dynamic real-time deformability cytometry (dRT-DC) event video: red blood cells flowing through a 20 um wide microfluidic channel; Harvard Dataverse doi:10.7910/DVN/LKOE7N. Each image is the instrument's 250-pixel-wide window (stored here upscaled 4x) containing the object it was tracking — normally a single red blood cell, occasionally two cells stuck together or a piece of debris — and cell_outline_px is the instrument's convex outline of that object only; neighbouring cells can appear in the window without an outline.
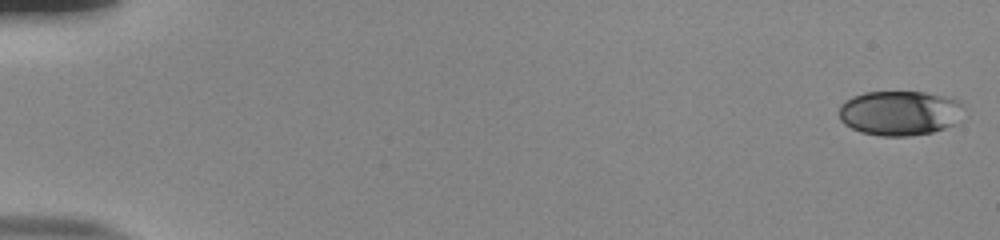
{"species": "human", "species_latin": "Homo sapiens", "temperature_condition": "room temperature", "stored_images_in_passage": 53, "camera_frame_rate_fps": 3000, "um_per_image_px": 0.085, "donor": {"sex": "male"}, "frame": {"image": 1, "passage_image": 1, "time_ms": 0.0, "image_size_px": [1000, 240], "cell_outline_px": [[964, 104], [960, 124], [932, 132], [908, 136], [880, 136], [860, 132], [844, 124], [840, 120], [840, 104], [844, 100], [852, 96], [864, 92], [924, 92], [944, 96], [960, 100]], "centroid_in_image_um": [76.52, 9.61], "position_along_channel_um": 8.5, "area_um2": 33.12}}
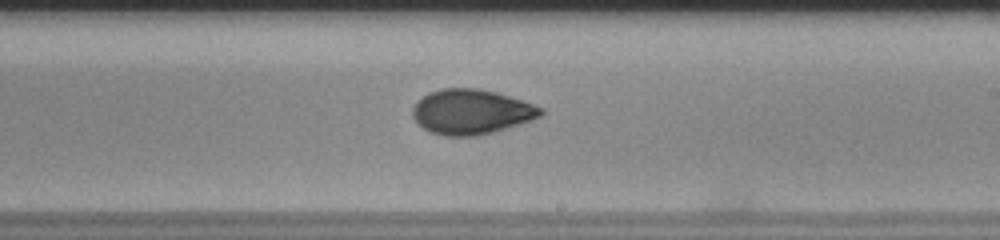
{"frame": {"image": 2, "passage_image": 33, "time_ms": 10.667, "image_size_px": [1000, 240], "cell_outline_px": [[544, 112], [540, 116], [532, 120], [492, 132], [476, 136], [444, 136], [428, 132], [412, 116], [412, 108], [416, 100], [428, 92], [444, 88], [476, 88], [496, 92], [544, 108]], "centroid_in_image_um": [40.02, 9.5], "position_along_channel_um": 249.0, "area_um2": 33.52}}
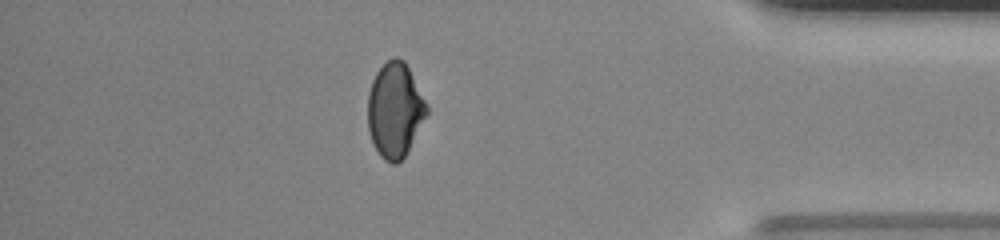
{"frame": {"image": 3, "passage_image": 47, "time_ms": 15.333, "image_size_px": [1000, 240], "cell_outline_px": [[428, 112], [404, 156], [396, 164], [392, 164], [384, 160], [380, 156], [372, 140], [368, 128], [368, 92], [372, 80], [376, 72], [392, 56], [396, 56], [404, 60], [428, 104]], "centroid_in_image_um": [33.56, 9.32], "position_along_channel_um": 401.6, "area_um2": 32.31}, "authors_computed_cell_mechanics": {"area_um2": 32.7726, "velocity_mm_per_s": 3.9079, "shape_relaxation_time_tau1_ms": 8.4942, "shape_relaxation_time_tau2_ms": 0.9993, "deformation_change_tau1": 0.1873, "deformation_change_tau2": 0.0498}}